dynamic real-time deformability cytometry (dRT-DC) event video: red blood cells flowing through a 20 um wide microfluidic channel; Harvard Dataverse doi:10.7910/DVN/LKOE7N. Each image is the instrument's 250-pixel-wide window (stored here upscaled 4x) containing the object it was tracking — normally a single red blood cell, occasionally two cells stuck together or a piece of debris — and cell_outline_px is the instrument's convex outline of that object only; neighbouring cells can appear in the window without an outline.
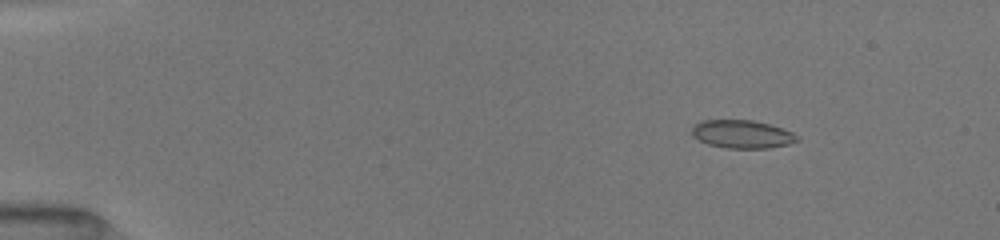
{"species": "common noctule bat (a hibernating species)", "species_latin": "Nyctalus noctula", "temperature_condition": "room temperature", "stored_images_in_passage": 53, "camera_frame_rate_fps": 3000, "um_per_image_px": 0.085, "animal": {"sex": "female", "body_mass_g": 19.5, "forearm_length_mm": 54.1}, "frame": {"image": 1, "passage_image": 8, "time_ms": 2.333, "image_size_px": [1000, 240], "cell_outline_px": [[800, 140], [788, 144], [768, 148], [728, 148], [708, 144], [692, 136], [692, 128], [700, 120], [752, 120], [768, 124], [792, 132], [800, 136]], "centroid_in_image_um": [63.09, 11.4], "position_along_channel_um": 21.9, "area_um2": 17.17}}
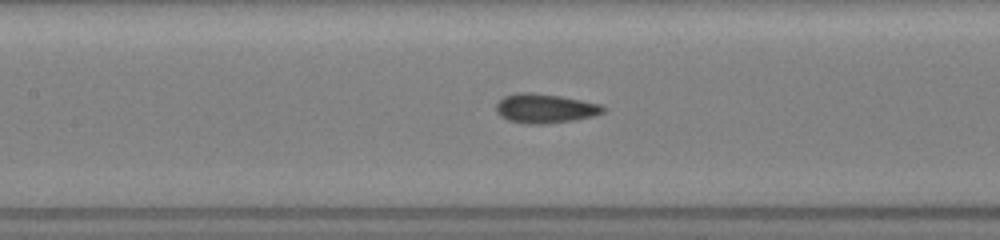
{"frame": {"image": 2, "passage_image": 26, "time_ms": 8.333, "image_size_px": [1000, 240], "cell_outline_px": [[604, 112], [592, 116], [572, 120], [544, 124], [528, 124], [508, 120], [500, 116], [496, 112], [496, 104], [504, 96], [516, 92], [532, 92], [560, 96], [600, 104], [604, 108]], "centroid_in_image_um": [46.27, 9.21], "position_along_channel_um": 161.1, "area_um2": 18.15}}
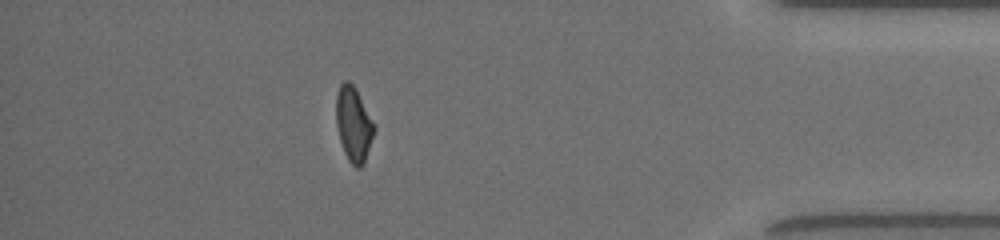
{"frame": {"image": 3, "passage_image": 47, "time_ms": 15.333, "image_size_px": [1000, 240], "cell_outline_px": [[376, 128], [364, 164], [360, 168], [356, 168], [348, 160], [344, 152], [340, 140], [336, 124], [336, 96], [340, 84], [344, 80], [348, 80], [356, 88], [376, 124]], "centroid_in_image_um": [30.07, 10.54], "position_along_channel_um": 405.1, "area_um2": 16.88}, "authors_computed_cell_mechanics": {"area_um2": 17.2244, "velocity_mm_per_s": 4.0242, "shape_relaxation_time_tau1_ms": null, "shape_relaxation_time_tau2_ms": 1.0932, "deformation_change_tau1": null, "deformation_change_tau2": 0.0573}}